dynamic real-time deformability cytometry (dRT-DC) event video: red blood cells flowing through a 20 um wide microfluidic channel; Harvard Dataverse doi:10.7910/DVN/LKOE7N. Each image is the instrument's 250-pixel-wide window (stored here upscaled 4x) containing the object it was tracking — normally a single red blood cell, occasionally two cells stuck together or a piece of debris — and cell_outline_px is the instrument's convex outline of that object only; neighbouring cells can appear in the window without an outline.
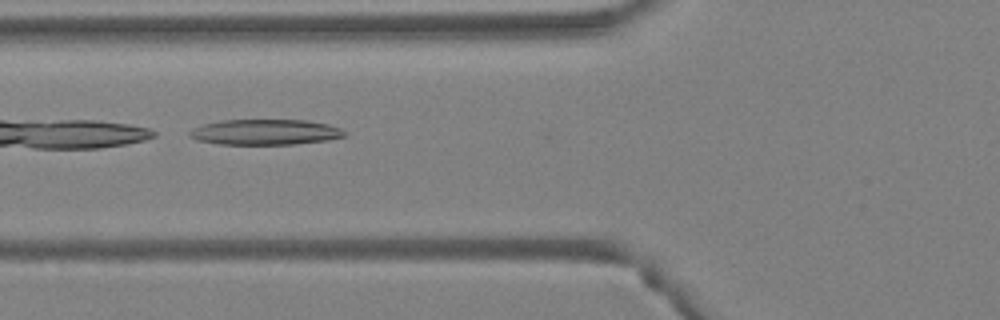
{"species": "Egyptian fruit bat (a non-hibernating species)", "species_latin": "Rousettus aegyptiacus", "temperature_condition": "warm", "stored_images_in_passage": 47, "camera_frame_rate_fps": 3000, "um_per_image_px": 0.085, "animal": {"sex": "female"}, "frame": {"image": 1, "passage_image": 19, "time_ms": 6.0, "image_size_px": [1000, 320], "cell_outline_px": [[348, 136], [328, 140], [292, 144], [220, 144], [196, 140], [188, 136], [188, 132], [192, 128], [204, 124], [220, 120], [308, 120], [328, 124], [340, 128], [348, 132]], "centroid_in_image_um": [22.56, 11.22], "position_along_channel_um": 103.2, "area_um2": 23.24}}
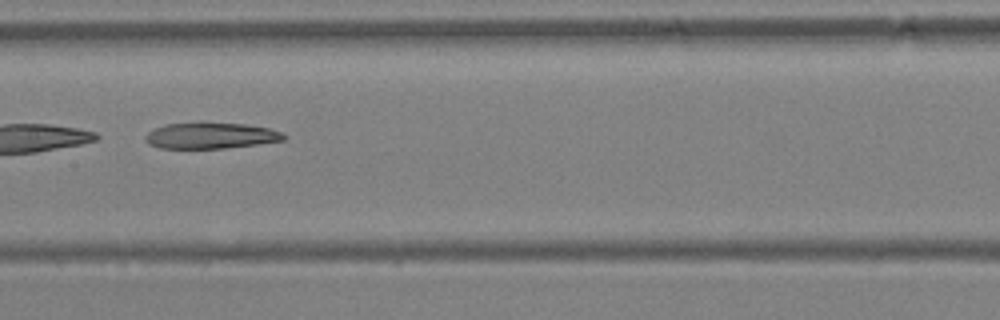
{"frame": {"image": 2, "passage_image": 25, "time_ms": 8.0, "image_size_px": [1000, 320], "cell_outline_px": [[288, 136], [284, 140], [256, 144], [224, 148], [160, 148], [148, 144], [144, 136], [148, 132], [164, 124], [200, 120], [204, 120], [244, 124], [268, 128], [280, 132]], "centroid_in_image_um": [17.87, 11.49], "position_along_channel_um": 189.5, "area_um2": 21.62}}
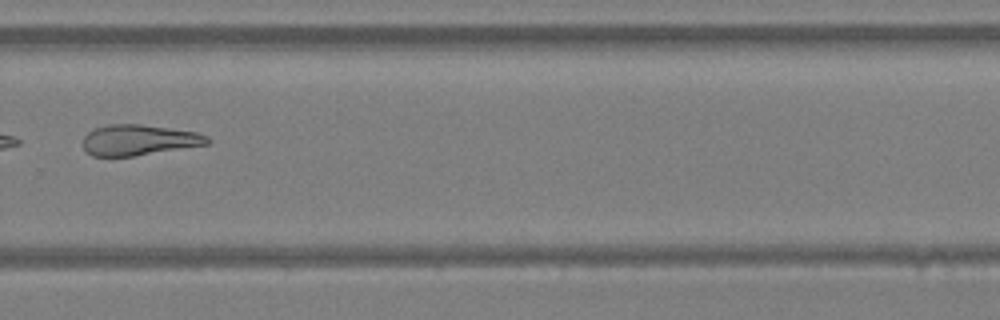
{"frame": {"image": 3, "passage_image": 34, "time_ms": 11.0, "image_size_px": [1000, 320], "cell_outline_px": [[212, 140], [208, 144], [132, 156], [92, 156], [84, 148], [84, 136], [88, 132], [96, 128], [108, 124], [140, 124], [196, 132], [208, 136]], "centroid_in_image_um": [11.81, 11.89], "position_along_channel_um": 318.0, "area_um2": 21.96}}